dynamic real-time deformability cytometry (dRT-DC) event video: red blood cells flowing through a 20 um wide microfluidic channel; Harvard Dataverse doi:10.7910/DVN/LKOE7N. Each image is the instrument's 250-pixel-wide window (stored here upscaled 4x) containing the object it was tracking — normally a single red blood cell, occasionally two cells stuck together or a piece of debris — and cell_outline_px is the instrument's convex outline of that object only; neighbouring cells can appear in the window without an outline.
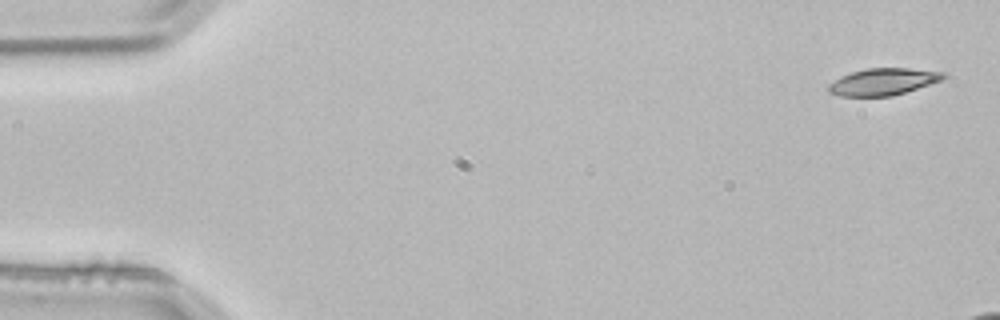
{"species": "common noctule bat (a hibernating species)", "species_latin": "Nyctalus noctula", "temperature_condition": "room temperature", "stored_images_in_passage": 3, "camera_frame_rate_fps": 3000, "um_per_image_px": 0.085, "animal": {"sex": "male", "body_mass_g": 21.5, "forearm_length_mm": 52.0}, "frame": {"image": 1, "passage_image": 1, "time_ms": 0.0, "image_size_px": [1000, 320], "cell_outline_px": [[948, 76], [940, 80], [892, 96], [840, 96], [828, 92], [828, 84], [840, 76], [852, 72], [868, 68], [908, 68], [944, 72]], "centroid_in_image_um": [75.02, 6.94], "position_along_channel_um": 10.0, "area_um2": 17.8}}